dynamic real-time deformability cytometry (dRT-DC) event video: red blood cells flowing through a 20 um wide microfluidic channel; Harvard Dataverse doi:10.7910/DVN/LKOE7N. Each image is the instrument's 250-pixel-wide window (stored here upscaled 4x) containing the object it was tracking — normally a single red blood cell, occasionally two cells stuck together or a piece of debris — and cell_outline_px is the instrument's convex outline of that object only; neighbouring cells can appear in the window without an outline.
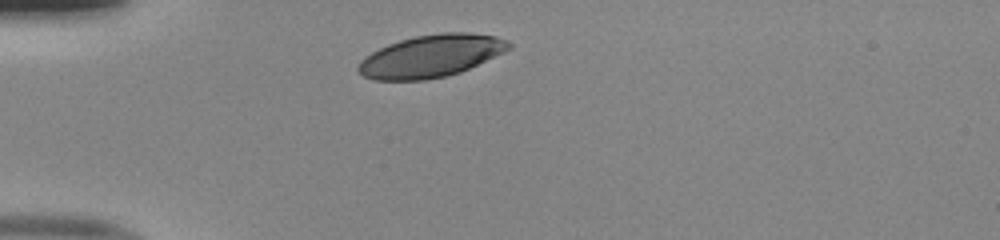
{"species": "human", "species_latin": "Homo sapiens", "temperature_condition": "room temperature", "stored_images_in_passage": 30, "camera_frame_rate_fps": 3000, "um_per_image_px": 0.085, "donor": {"sex": "male"}, "frame": {"image": 1, "passage_image": 1, "time_ms": 0.0, "image_size_px": [1000, 240], "cell_outline_px": [[512, 48], [504, 52], [460, 72], [444, 76], [424, 80], [372, 80], [356, 72], [356, 68], [360, 60], [364, 56], [388, 44], [400, 40], [416, 36], [440, 32], [468, 32], [496, 36], [512, 44]], "centroid_in_image_um": [36.6, 4.76], "position_along_channel_um": 48.4, "area_um2": 37.17}}
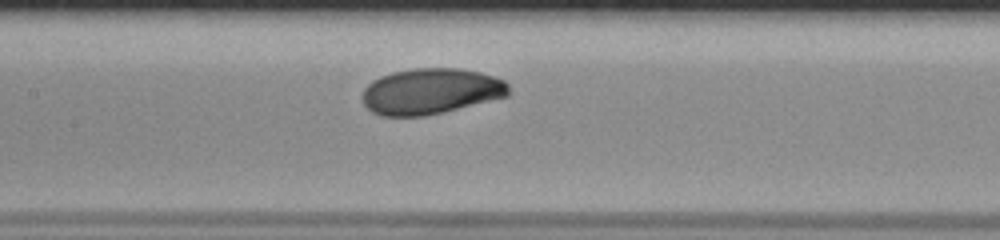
{"frame": {"image": 2, "passage_image": 12, "time_ms": 3.667, "image_size_px": [1000, 240], "cell_outline_px": [[508, 96], [444, 112], [424, 116], [380, 116], [372, 112], [364, 104], [364, 88], [372, 80], [380, 76], [392, 72], [412, 68], [460, 68], [480, 72], [504, 80], [508, 84]], "centroid_in_image_um": [36.61, 7.76], "position_along_channel_um": 170.8, "area_um2": 39.13}}
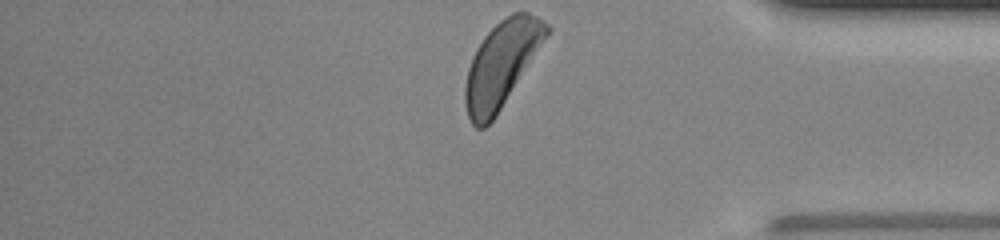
{"frame": {"image": 3, "passage_image": 30, "time_ms": 9.667, "image_size_px": [1000, 240], "cell_outline_px": [[552, 32], [496, 116], [484, 128], [476, 128], [472, 124], [468, 116], [464, 100], [464, 88], [468, 68], [472, 56], [476, 48], [484, 36], [500, 20], [512, 12], [528, 12], [544, 20], [552, 28]], "centroid_in_image_um": [42.66, 5.44], "position_along_channel_um": 392.5, "area_um2": 40.92}, "authors_computed_cell_mechanics": {"area_um2": 39.2751, "velocity_mm_per_s": 3.9785, "shape_relaxation_time_tau1_ms": 1.2787, "shape_relaxation_time_tau2_ms": null, "deformation_change_tau1": 0.0916, "deformation_change_tau2": null}}